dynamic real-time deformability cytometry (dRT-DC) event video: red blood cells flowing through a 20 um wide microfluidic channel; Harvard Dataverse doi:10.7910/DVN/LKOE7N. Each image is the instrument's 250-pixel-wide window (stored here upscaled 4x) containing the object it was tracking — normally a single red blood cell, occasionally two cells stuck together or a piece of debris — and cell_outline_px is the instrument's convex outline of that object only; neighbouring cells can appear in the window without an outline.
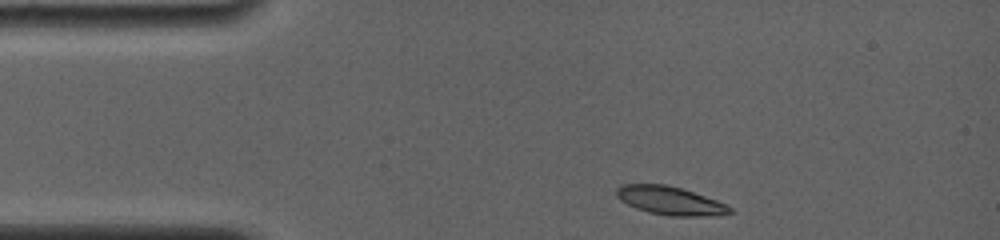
{"species": "common noctule bat (a hibernating species)", "species_latin": "Nyctalus noctula", "temperature_condition": "room temperature", "stored_images_in_passage": 26, "camera_frame_rate_fps": 4000, "um_per_image_px": 0.085, "animal": {"sex": "female", "body_mass_g": 19.0, "forearm_length_mm": 56.7}, "frame": {"image": 1, "passage_image": 1, "time_ms": 0.0, "image_size_px": [1000, 240], "cell_outline_px": [[736, 212], [720, 216], [668, 216], [648, 212], [636, 208], [620, 200], [616, 196], [616, 188], [620, 184], [668, 184], [716, 200], [732, 208]], "centroid_in_image_um": [56.97, 17.07], "position_along_channel_um": 28.0, "area_um2": 18.9}}
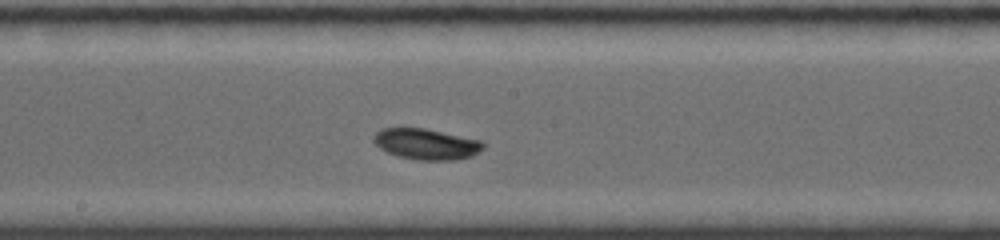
{"frame": {"image": 2, "passage_image": 12, "time_ms": 6.0, "image_size_px": [1000, 240], "cell_outline_px": [[484, 148], [472, 156], [452, 160], [420, 160], [400, 156], [388, 152], [380, 148], [372, 140], [372, 136], [380, 128], [424, 128], [480, 140], [484, 144]], "centroid_in_image_um": [36.21, 12.24], "position_along_channel_um": 212.0, "area_um2": 19.54}}
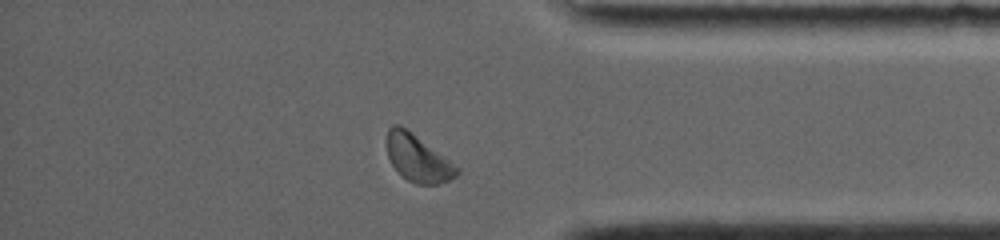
{"frame": {"image": 3, "passage_image": 22, "time_ms": 11.0, "image_size_px": [1000, 240], "cell_outline_px": [[460, 172], [456, 176], [448, 180], [436, 184], [416, 184], [408, 180], [392, 164], [388, 156], [388, 128], [392, 124], [400, 124], [460, 168]], "centroid_in_image_um": [35.52, 13.45], "position_along_channel_um": 399.7, "area_um2": 18.61}, "authors_computed_cell_mechanics": {"area_um2": 19.074, "velocity_mm_per_s": 3.8465, "shape_relaxation_time_tau1_ms": 1.7866, "shape_relaxation_time_tau2_ms": null, "deformation_change_tau1": 0.109, "deformation_change_tau2": null}}